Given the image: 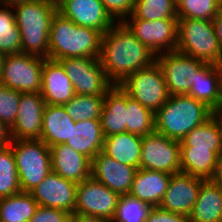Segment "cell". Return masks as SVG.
Instances as JSON below:
<instances>
[{
  "instance_id": "1",
  "label": "cell",
  "mask_w": 222,
  "mask_h": 222,
  "mask_svg": "<svg viewBox=\"0 0 222 222\" xmlns=\"http://www.w3.org/2000/svg\"><path fill=\"white\" fill-rule=\"evenodd\" d=\"M99 58L113 85H119L131 74L156 61V55L135 37L124 22H116L102 34Z\"/></svg>"
},
{
  "instance_id": "2",
  "label": "cell",
  "mask_w": 222,
  "mask_h": 222,
  "mask_svg": "<svg viewBox=\"0 0 222 222\" xmlns=\"http://www.w3.org/2000/svg\"><path fill=\"white\" fill-rule=\"evenodd\" d=\"M12 7L20 30L21 52L49 59V31L57 5L44 0H26Z\"/></svg>"
},
{
  "instance_id": "3",
  "label": "cell",
  "mask_w": 222,
  "mask_h": 222,
  "mask_svg": "<svg viewBox=\"0 0 222 222\" xmlns=\"http://www.w3.org/2000/svg\"><path fill=\"white\" fill-rule=\"evenodd\" d=\"M102 33L76 25L56 12L49 31V59L100 57Z\"/></svg>"
},
{
  "instance_id": "4",
  "label": "cell",
  "mask_w": 222,
  "mask_h": 222,
  "mask_svg": "<svg viewBox=\"0 0 222 222\" xmlns=\"http://www.w3.org/2000/svg\"><path fill=\"white\" fill-rule=\"evenodd\" d=\"M214 111L191 96L170 95L155 113V131L181 141L193 128L205 123Z\"/></svg>"
},
{
  "instance_id": "5",
  "label": "cell",
  "mask_w": 222,
  "mask_h": 222,
  "mask_svg": "<svg viewBox=\"0 0 222 222\" xmlns=\"http://www.w3.org/2000/svg\"><path fill=\"white\" fill-rule=\"evenodd\" d=\"M176 51L222 66V51L212 20L178 18Z\"/></svg>"
},
{
  "instance_id": "6",
  "label": "cell",
  "mask_w": 222,
  "mask_h": 222,
  "mask_svg": "<svg viewBox=\"0 0 222 222\" xmlns=\"http://www.w3.org/2000/svg\"><path fill=\"white\" fill-rule=\"evenodd\" d=\"M19 185L22 192H32L52 172L51 152L40 139L11 140Z\"/></svg>"
},
{
  "instance_id": "7",
  "label": "cell",
  "mask_w": 222,
  "mask_h": 222,
  "mask_svg": "<svg viewBox=\"0 0 222 222\" xmlns=\"http://www.w3.org/2000/svg\"><path fill=\"white\" fill-rule=\"evenodd\" d=\"M119 86L129 97L154 113L170 97L162 70L156 61L128 76Z\"/></svg>"
},
{
  "instance_id": "8",
  "label": "cell",
  "mask_w": 222,
  "mask_h": 222,
  "mask_svg": "<svg viewBox=\"0 0 222 222\" xmlns=\"http://www.w3.org/2000/svg\"><path fill=\"white\" fill-rule=\"evenodd\" d=\"M72 82L75 94L104 96L113 86L99 57H76L58 60Z\"/></svg>"
},
{
  "instance_id": "9",
  "label": "cell",
  "mask_w": 222,
  "mask_h": 222,
  "mask_svg": "<svg viewBox=\"0 0 222 222\" xmlns=\"http://www.w3.org/2000/svg\"><path fill=\"white\" fill-rule=\"evenodd\" d=\"M44 60L23 52L6 54L0 84L21 93H40Z\"/></svg>"
},
{
  "instance_id": "10",
  "label": "cell",
  "mask_w": 222,
  "mask_h": 222,
  "mask_svg": "<svg viewBox=\"0 0 222 222\" xmlns=\"http://www.w3.org/2000/svg\"><path fill=\"white\" fill-rule=\"evenodd\" d=\"M170 95L188 94L198 72L207 64L178 51L156 56Z\"/></svg>"
},
{
  "instance_id": "11",
  "label": "cell",
  "mask_w": 222,
  "mask_h": 222,
  "mask_svg": "<svg viewBox=\"0 0 222 222\" xmlns=\"http://www.w3.org/2000/svg\"><path fill=\"white\" fill-rule=\"evenodd\" d=\"M139 168L175 174L180 168V141L154 131L143 136Z\"/></svg>"
},
{
  "instance_id": "12",
  "label": "cell",
  "mask_w": 222,
  "mask_h": 222,
  "mask_svg": "<svg viewBox=\"0 0 222 222\" xmlns=\"http://www.w3.org/2000/svg\"><path fill=\"white\" fill-rule=\"evenodd\" d=\"M124 23L135 37L156 56L164 52L176 51L178 19L155 21L126 19Z\"/></svg>"
},
{
  "instance_id": "13",
  "label": "cell",
  "mask_w": 222,
  "mask_h": 222,
  "mask_svg": "<svg viewBox=\"0 0 222 222\" xmlns=\"http://www.w3.org/2000/svg\"><path fill=\"white\" fill-rule=\"evenodd\" d=\"M120 195L92 177L77 184L74 213L100 217L110 222L116 214Z\"/></svg>"
},
{
  "instance_id": "14",
  "label": "cell",
  "mask_w": 222,
  "mask_h": 222,
  "mask_svg": "<svg viewBox=\"0 0 222 222\" xmlns=\"http://www.w3.org/2000/svg\"><path fill=\"white\" fill-rule=\"evenodd\" d=\"M205 179L182 172L171 174L160 208L189 217L197 200L199 188Z\"/></svg>"
},
{
  "instance_id": "15",
  "label": "cell",
  "mask_w": 222,
  "mask_h": 222,
  "mask_svg": "<svg viewBox=\"0 0 222 222\" xmlns=\"http://www.w3.org/2000/svg\"><path fill=\"white\" fill-rule=\"evenodd\" d=\"M45 106L41 93H22L16 120L9 129L11 140L40 139Z\"/></svg>"
},
{
  "instance_id": "16",
  "label": "cell",
  "mask_w": 222,
  "mask_h": 222,
  "mask_svg": "<svg viewBox=\"0 0 222 222\" xmlns=\"http://www.w3.org/2000/svg\"><path fill=\"white\" fill-rule=\"evenodd\" d=\"M30 193L38 206L58 208L70 214L74 213L77 183L67 180L53 171Z\"/></svg>"
},
{
  "instance_id": "17",
  "label": "cell",
  "mask_w": 222,
  "mask_h": 222,
  "mask_svg": "<svg viewBox=\"0 0 222 222\" xmlns=\"http://www.w3.org/2000/svg\"><path fill=\"white\" fill-rule=\"evenodd\" d=\"M58 12L81 27L106 33L116 22L100 0H62Z\"/></svg>"
},
{
  "instance_id": "18",
  "label": "cell",
  "mask_w": 222,
  "mask_h": 222,
  "mask_svg": "<svg viewBox=\"0 0 222 222\" xmlns=\"http://www.w3.org/2000/svg\"><path fill=\"white\" fill-rule=\"evenodd\" d=\"M136 171V167L120 163L103 151L91 160V177L120 196L128 195Z\"/></svg>"
},
{
  "instance_id": "19",
  "label": "cell",
  "mask_w": 222,
  "mask_h": 222,
  "mask_svg": "<svg viewBox=\"0 0 222 222\" xmlns=\"http://www.w3.org/2000/svg\"><path fill=\"white\" fill-rule=\"evenodd\" d=\"M40 93L49 105H64L74 97L72 82L58 61L44 60Z\"/></svg>"
},
{
  "instance_id": "20",
  "label": "cell",
  "mask_w": 222,
  "mask_h": 222,
  "mask_svg": "<svg viewBox=\"0 0 222 222\" xmlns=\"http://www.w3.org/2000/svg\"><path fill=\"white\" fill-rule=\"evenodd\" d=\"M52 171L80 183L91 177V160L66 144L50 147Z\"/></svg>"
},
{
  "instance_id": "21",
  "label": "cell",
  "mask_w": 222,
  "mask_h": 222,
  "mask_svg": "<svg viewBox=\"0 0 222 222\" xmlns=\"http://www.w3.org/2000/svg\"><path fill=\"white\" fill-rule=\"evenodd\" d=\"M171 174L148 169H137L128 195L152 207L160 205L168 188Z\"/></svg>"
},
{
  "instance_id": "22",
  "label": "cell",
  "mask_w": 222,
  "mask_h": 222,
  "mask_svg": "<svg viewBox=\"0 0 222 222\" xmlns=\"http://www.w3.org/2000/svg\"><path fill=\"white\" fill-rule=\"evenodd\" d=\"M100 120L104 137L126 132L127 93L119 85L104 95Z\"/></svg>"
},
{
  "instance_id": "23",
  "label": "cell",
  "mask_w": 222,
  "mask_h": 222,
  "mask_svg": "<svg viewBox=\"0 0 222 222\" xmlns=\"http://www.w3.org/2000/svg\"><path fill=\"white\" fill-rule=\"evenodd\" d=\"M216 112L222 102V66L206 64L187 94Z\"/></svg>"
},
{
  "instance_id": "24",
  "label": "cell",
  "mask_w": 222,
  "mask_h": 222,
  "mask_svg": "<svg viewBox=\"0 0 222 222\" xmlns=\"http://www.w3.org/2000/svg\"><path fill=\"white\" fill-rule=\"evenodd\" d=\"M189 222H222V188L214 179L201 183Z\"/></svg>"
},
{
  "instance_id": "25",
  "label": "cell",
  "mask_w": 222,
  "mask_h": 222,
  "mask_svg": "<svg viewBox=\"0 0 222 222\" xmlns=\"http://www.w3.org/2000/svg\"><path fill=\"white\" fill-rule=\"evenodd\" d=\"M65 144L92 160L100 151H103L104 134L101 120L76 121L75 126H72L70 138Z\"/></svg>"
},
{
  "instance_id": "26",
  "label": "cell",
  "mask_w": 222,
  "mask_h": 222,
  "mask_svg": "<svg viewBox=\"0 0 222 222\" xmlns=\"http://www.w3.org/2000/svg\"><path fill=\"white\" fill-rule=\"evenodd\" d=\"M75 123L76 121L69 117L63 105L46 104L40 140L49 147L65 144L70 138L72 126H75Z\"/></svg>"
},
{
  "instance_id": "27",
  "label": "cell",
  "mask_w": 222,
  "mask_h": 222,
  "mask_svg": "<svg viewBox=\"0 0 222 222\" xmlns=\"http://www.w3.org/2000/svg\"><path fill=\"white\" fill-rule=\"evenodd\" d=\"M142 136L120 133L104 137L103 152L114 160L139 169Z\"/></svg>"
},
{
  "instance_id": "28",
  "label": "cell",
  "mask_w": 222,
  "mask_h": 222,
  "mask_svg": "<svg viewBox=\"0 0 222 222\" xmlns=\"http://www.w3.org/2000/svg\"><path fill=\"white\" fill-rule=\"evenodd\" d=\"M180 149L214 151L222 158V129L219 117L214 115L202 125L193 128L181 141Z\"/></svg>"
},
{
  "instance_id": "29",
  "label": "cell",
  "mask_w": 222,
  "mask_h": 222,
  "mask_svg": "<svg viewBox=\"0 0 222 222\" xmlns=\"http://www.w3.org/2000/svg\"><path fill=\"white\" fill-rule=\"evenodd\" d=\"M220 157L214 152L201 149H180L181 172L203 179H214Z\"/></svg>"
},
{
  "instance_id": "30",
  "label": "cell",
  "mask_w": 222,
  "mask_h": 222,
  "mask_svg": "<svg viewBox=\"0 0 222 222\" xmlns=\"http://www.w3.org/2000/svg\"><path fill=\"white\" fill-rule=\"evenodd\" d=\"M38 207L29 192L0 198V222H29Z\"/></svg>"
},
{
  "instance_id": "31",
  "label": "cell",
  "mask_w": 222,
  "mask_h": 222,
  "mask_svg": "<svg viewBox=\"0 0 222 222\" xmlns=\"http://www.w3.org/2000/svg\"><path fill=\"white\" fill-rule=\"evenodd\" d=\"M127 19H178L176 0H135L134 10Z\"/></svg>"
},
{
  "instance_id": "32",
  "label": "cell",
  "mask_w": 222,
  "mask_h": 222,
  "mask_svg": "<svg viewBox=\"0 0 222 222\" xmlns=\"http://www.w3.org/2000/svg\"><path fill=\"white\" fill-rule=\"evenodd\" d=\"M0 52H21V35L12 6L0 5Z\"/></svg>"
},
{
  "instance_id": "33",
  "label": "cell",
  "mask_w": 222,
  "mask_h": 222,
  "mask_svg": "<svg viewBox=\"0 0 222 222\" xmlns=\"http://www.w3.org/2000/svg\"><path fill=\"white\" fill-rule=\"evenodd\" d=\"M155 131V113L127 94L126 132L145 136Z\"/></svg>"
},
{
  "instance_id": "34",
  "label": "cell",
  "mask_w": 222,
  "mask_h": 222,
  "mask_svg": "<svg viewBox=\"0 0 222 222\" xmlns=\"http://www.w3.org/2000/svg\"><path fill=\"white\" fill-rule=\"evenodd\" d=\"M104 96L79 95L64 104V108L69 117L75 121H85L100 119Z\"/></svg>"
},
{
  "instance_id": "35",
  "label": "cell",
  "mask_w": 222,
  "mask_h": 222,
  "mask_svg": "<svg viewBox=\"0 0 222 222\" xmlns=\"http://www.w3.org/2000/svg\"><path fill=\"white\" fill-rule=\"evenodd\" d=\"M15 157L9 145L0 149V198L21 193Z\"/></svg>"
},
{
  "instance_id": "36",
  "label": "cell",
  "mask_w": 222,
  "mask_h": 222,
  "mask_svg": "<svg viewBox=\"0 0 222 222\" xmlns=\"http://www.w3.org/2000/svg\"><path fill=\"white\" fill-rule=\"evenodd\" d=\"M222 5L217 0H176L178 18L212 20Z\"/></svg>"
},
{
  "instance_id": "37",
  "label": "cell",
  "mask_w": 222,
  "mask_h": 222,
  "mask_svg": "<svg viewBox=\"0 0 222 222\" xmlns=\"http://www.w3.org/2000/svg\"><path fill=\"white\" fill-rule=\"evenodd\" d=\"M151 209V205L139 199L130 195H121L111 222H145Z\"/></svg>"
},
{
  "instance_id": "38",
  "label": "cell",
  "mask_w": 222,
  "mask_h": 222,
  "mask_svg": "<svg viewBox=\"0 0 222 222\" xmlns=\"http://www.w3.org/2000/svg\"><path fill=\"white\" fill-rule=\"evenodd\" d=\"M21 94L0 84V121L9 129L16 120Z\"/></svg>"
},
{
  "instance_id": "39",
  "label": "cell",
  "mask_w": 222,
  "mask_h": 222,
  "mask_svg": "<svg viewBox=\"0 0 222 222\" xmlns=\"http://www.w3.org/2000/svg\"><path fill=\"white\" fill-rule=\"evenodd\" d=\"M115 22H124L133 12L135 0H100Z\"/></svg>"
},
{
  "instance_id": "40",
  "label": "cell",
  "mask_w": 222,
  "mask_h": 222,
  "mask_svg": "<svg viewBox=\"0 0 222 222\" xmlns=\"http://www.w3.org/2000/svg\"><path fill=\"white\" fill-rule=\"evenodd\" d=\"M70 216L62 209L38 206L29 222H70Z\"/></svg>"
},
{
  "instance_id": "41",
  "label": "cell",
  "mask_w": 222,
  "mask_h": 222,
  "mask_svg": "<svg viewBox=\"0 0 222 222\" xmlns=\"http://www.w3.org/2000/svg\"><path fill=\"white\" fill-rule=\"evenodd\" d=\"M145 222H189V218L185 215L166 211L157 206L152 207Z\"/></svg>"
},
{
  "instance_id": "42",
  "label": "cell",
  "mask_w": 222,
  "mask_h": 222,
  "mask_svg": "<svg viewBox=\"0 0 222 222\" xmlns=\"http://www.w3.org/2000/svg\"><path fill=\"white\" fill-rule=\"evenodd\" d=\"M70 222H110V221L92 215L73 213L70 216Z\"/></svg>"
},
{
  "instance_id": "43",
  "label": "cell",
  "mask_w": 222,
  "mask_h": 222,
  "mask_svg": "<svg viewBox=\"0 0 222 222\" xmlns=\"http://www.w3.org/2000/svg\"><path fill=\"white\" fill-rule=\"evenodd\" d=\"M11 137L9 128L0 121V149L10 145Z\"/></svg>"
},
{
  "instance_id": "44",
  "label": "cell",
  "mask_w": 222,
  "mask_h": 222,
  "mask_svg": "<svg viewBox=\"0 0 222 222\" xmlns=\"http://www.w3.org/2000/svg\"><path fill=\"white\" fill-rule=\"evenodd\" d=\"M213 22L215 25L217 38L222 51V8L218 12V15L213 19Z\"/></svg>"
},
{
  "instance_id": "45",
  "label": "cell",
  "mask_w": 222,
  "mask_h": 222,
  "mask_svg": "<svg viewBox=\"0 0 222 222\" xmlns=\"http://www.w3.org/2000/svg\"><path fill=\"white\" fill-rule=\"evenodd\" d=\"M214 180L220 185L222 188V158L219 160V165L216 171V175L214 177Z\"/></svg>"
},
{
  "instance_id": "46",
  "label": "cell",
  "mask_w": 222,
  "mask_h": 222,
  "mask_svg": "<svg viewBox=\"0 0 222 222\" xmlns=\"http://www.w3.org/2000/svg\"><path fill=\"white\" fill-rule=\"evenodd\" d=\"M22 1L26 0H0V5L13 6L14 4H17Z\"/></svg>"
},
{
  "instance_id": "47",
  "label": "cell",
  "mask_w": 222,
  "mask_h": 222,
  "mask_svg": "<svg viewBox=\"0 0 222 222\" xmlns=\"http://www.w3.org/2000/svg\"><path fill=\"white\" fill-rule=\"evenodd\" d=\"M5 56H6V54H4L3 52H0V81L2 78V74H3V63H4Z\"/></svg>"
},
{
  "instance_id": "48",
  "label": "cell",
  "mask_w": 222,
  "mask_h": 222,
  "mask_svg": "<svg viewBox=\"0 0 222 222\" xmlns=\"http://www.w3.org/2000/svg\"><path fill=\"white\" fill-rule=\"evenodd\" d=\"M44 1H49L51 3H54L55 5H58L62 0H44Z\"/></svg>"
},
{
  "instance_id": "49",
  "label": "cell",
  "mask_w": 222,
  "mask_h": 222,
  "mask_svg": "<svg viewBox=\"0 0 222 222\" xmlns=\"http://www.w3.org/2000/svg\"><path fill=\"white\" fill-rule=\"evenodd\" d=\"M216 112L222 117V102L219 109Z\"/></svg>"
},
{
  "instance_id": "50",
  "label": "cell",
  "mask_w": 222,
  "mask_h": 222,
  "mask_svg": "<svg viewBox=\"0 0 222 222\" xmlns=\"http://www.w3.org/2000/svg\"><path fill=\"white\" fill-rule=\"evenodd\" d=\"M214 113L219 117V123H220V127L222 129V117L217 112H214Z\"/></svg>"
}]
</instances>
